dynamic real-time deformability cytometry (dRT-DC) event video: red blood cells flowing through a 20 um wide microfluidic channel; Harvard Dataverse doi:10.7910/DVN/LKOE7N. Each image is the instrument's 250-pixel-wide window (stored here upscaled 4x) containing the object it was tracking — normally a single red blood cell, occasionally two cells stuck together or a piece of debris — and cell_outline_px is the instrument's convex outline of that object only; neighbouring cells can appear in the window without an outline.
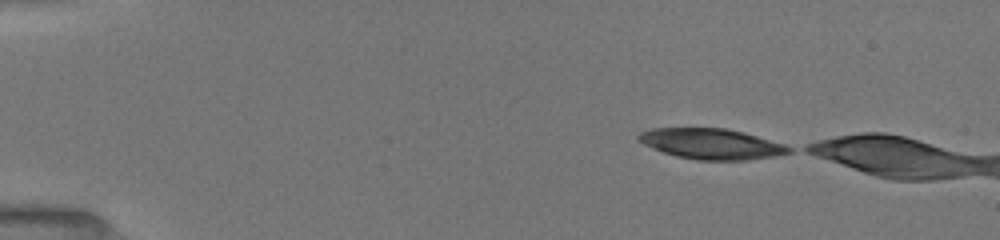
{"species": "common noctule bat (a hibernating species)", "species_latin": "Nyctalus noctula", "temperature_condition": "room temperature", "stored_images_in_passage": 6, "camera_frame_rate_fps": 3000, "um_per_image_px": 0.085, "animal": {"sex": "female", "body_mass_g": 19.5, "forearm_length_mm": 54.1}, "frame": {"image": 1, "passage_image": 1, "time_ms": 0.0, "image_size_px": [1000, 240], "cell_outline_px": [[792, 152], [772, 156], [744, 160], [696, 160], [676, 156], [652, 148], [636, 140], [636, 136], [640, 132], [652, 128], [724, 128], [744, 132], [784, 144], [792, 148]], "centroid_in_image_um": [60.43, 12.22], "position_along_channel_um": 24.6, "area_um2": 26.7}}